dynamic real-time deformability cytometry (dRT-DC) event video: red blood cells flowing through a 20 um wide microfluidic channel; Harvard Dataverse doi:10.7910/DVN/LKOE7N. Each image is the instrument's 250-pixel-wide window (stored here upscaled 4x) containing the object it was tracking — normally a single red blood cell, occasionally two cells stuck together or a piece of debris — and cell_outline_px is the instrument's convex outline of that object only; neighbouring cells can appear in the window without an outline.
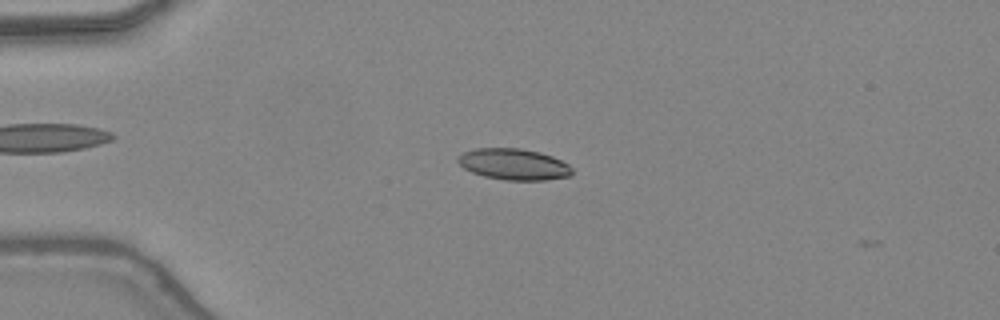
{"species": "common noctule bat (a hibernating species)", "species_latin": "Nyctalus noctula", "temperature_condition": "warm", "stored_images_in_passage": 3, "camera_frame_rate_fps": 3000, "um_per_image_px": 0.085, "animal": {"sex": "female", "body_mass_g": 24.6, "forearm_length_mm": 56.2}, "frame": {"image": 1, "passage_image": 2, "time_ms": 0.333, "image_size_px": [1000, 320], "cell_outline_px": [[572, 172], [568, 176], [544, 180], [504, 180], [484, 176], [472, 172], [464, 168], [456, 160], [456, 156], [464, 152], [476, 148], [520, 148], [540, 152], [552, 156], [568, 164], [572, 168]], "centroid_in_image_um": [43.64, 13.95], "position_along_channel_um": 41.4, "area_um2": 20.75}}